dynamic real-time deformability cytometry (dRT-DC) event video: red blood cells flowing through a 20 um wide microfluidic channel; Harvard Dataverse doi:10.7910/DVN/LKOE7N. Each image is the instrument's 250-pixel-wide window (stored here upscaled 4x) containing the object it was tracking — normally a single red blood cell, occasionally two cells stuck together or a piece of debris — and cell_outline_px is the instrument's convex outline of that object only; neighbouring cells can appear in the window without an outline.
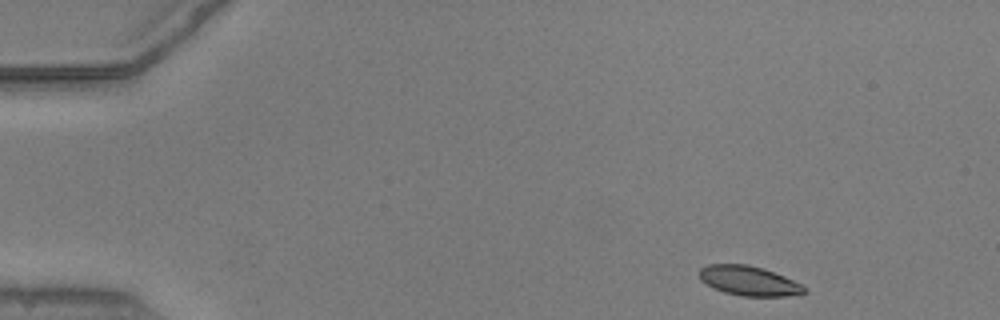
{"species": "common noctule bat (a hibernating species)", "species_latin": "Nyctalus noctula", "temperature_condition": "warm", "stored_images_in_passage": 11, "camera_frame_rate_fps": 3000, "um_per_image_px": 0.085, "animal": {"sex": "male", "body_mass_g": 20.5, "forearm_length_mm": 52.5}, "frame": {"image": 1, "passage_image": 1, "time_ms": 0.0, "image_size_px": [1000, 320], "cell_outline_px": [[808, 292], [788, 296], [740, 296], [724, 292], [700, 280], [700, 268], [708, 264], [748, 264], [764, 268], [784, 276], [800, 284]], "centroid_in_image_um": [63.65, 23.86], "position_along_channel_um": 21.3, "area_um2": 17.98}}
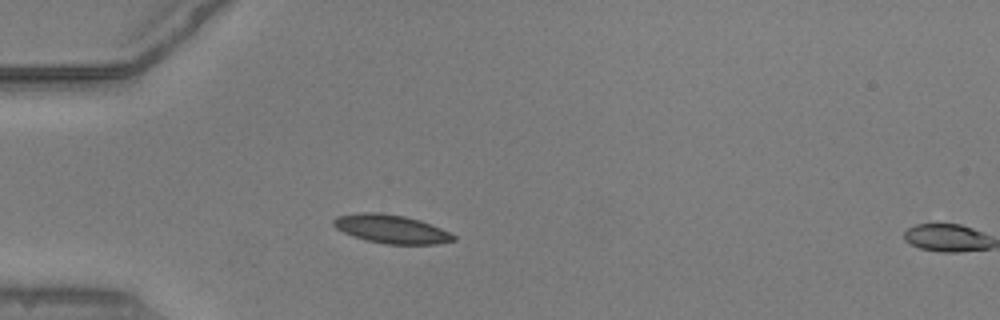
{"frame": {"image": 2, "passage_image": 10, "time_ms": 3.0, "image_size_px": [1000, 320], "cell_outline_px": [[456, 240], [436, 244], [388, 244], [368, 240], [352, 236], [336, 228], [332, 224], [332, 220], [336, 216], [360, 212], [380, 212], [404, 216], [420, 220], [432, 224], [456, 236]], "centroid_in_image_um": [33.24, 19.45], "position_along_channel_um": 51.8, "area_um2": 19.94}}